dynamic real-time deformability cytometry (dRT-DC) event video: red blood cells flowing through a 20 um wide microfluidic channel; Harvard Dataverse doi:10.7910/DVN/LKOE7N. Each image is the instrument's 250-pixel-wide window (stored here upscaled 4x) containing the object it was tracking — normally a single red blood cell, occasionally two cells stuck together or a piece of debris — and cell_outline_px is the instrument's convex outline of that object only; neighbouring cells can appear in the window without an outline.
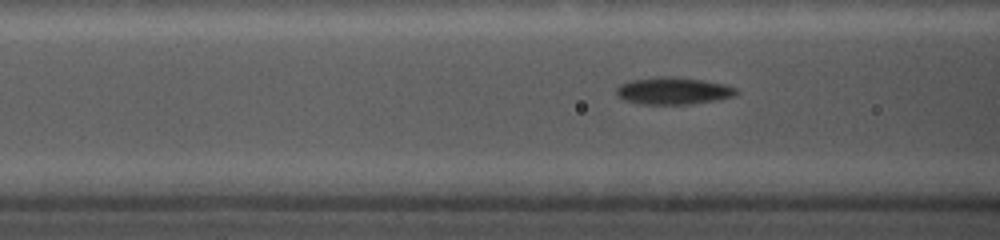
{"species": "common noctule bat (a hibernating species)", "species_latin": "Nyctalus noctula", "temperature_condition": "cold", "stored_images_in_passage": 13, "camera_frame_rate_fps": 5000, "um_per_image_px": 0.085, "animal": {"sex": "female", "body_mass_g": 19.0, "forearm_length_mm": 56.7}, "frame": {"image": 1, "passage_image": 10, "time_ms": 1.8, "image_size_px": [1000, 240], "cell_outline_px": [[740, 92], [736, 96], [716, 100], [688, 104], [640, 104], [624, 100], [616, 96], [616, 88], [620, 84], [632, 80], [656, 76], [672, 76], [704, 80], [724, 84], [736, 88]], "centroid_in_image_um": [57.23, 7.71], "position_along_channel_um": 109.4, "area_um2": 19.19}}